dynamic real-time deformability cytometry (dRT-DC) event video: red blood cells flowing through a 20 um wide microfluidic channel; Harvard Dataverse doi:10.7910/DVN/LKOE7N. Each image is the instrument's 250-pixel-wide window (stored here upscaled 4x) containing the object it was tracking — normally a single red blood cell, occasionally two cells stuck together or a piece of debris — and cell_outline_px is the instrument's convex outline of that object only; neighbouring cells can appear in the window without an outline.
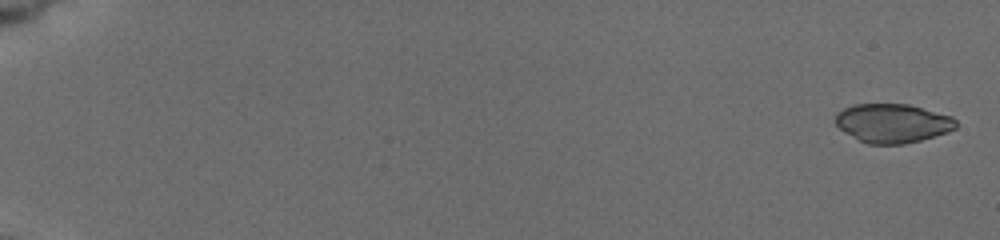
{"species": "common noctule bat (a hibernating species)", "species_latin": "Nyctalus noctula", "temperature_condition": "cold", "stored_images_in_passage": 13, "camera_frame_rate_fps": 3000, "um_per_image_px": 0.085, "animal": {"sex": "female", "body_mass_g": 19.5, "forearm_length_mm": 54.1}, "frame": {"image": 1, "passage_image": 1, "time_ms": 0.0, "image_size_px": [1000, 240], "cell_outline_px": [[956, 128], [948, 132], [920, 140], [904, 144], [868, 144], [844, 132], [836, 124], [836, 112], [844, 108], [856, 104], [908, 104], [952, 116], [956, 120]], "centroid_in_image_um": [75.87, 10.47], "position_along_channel_um": 9.1, "area_um2": 27.22}}
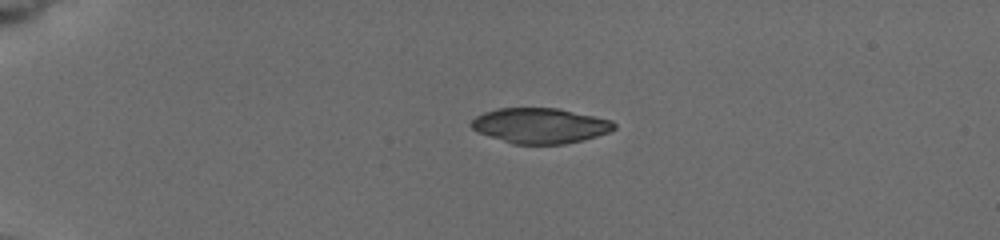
{"frame": {"image": 2, "passage_image": 8, "time_ms": 4.333, "image_size_px": [1000, 240], "cell_outline_px": [[616, 128], [608, 132], [584, 140], [564, 144], [512, 144], [476, 132], [472, 128], [472, 120], [476, 116], [484, 112], [500, 108], [560, 108], [612, 120], [616, 124]], "centroid_in_image_um": [45.92, 10.68], "position_along_channel_um": 39.1, "area_um2": 29.48}}